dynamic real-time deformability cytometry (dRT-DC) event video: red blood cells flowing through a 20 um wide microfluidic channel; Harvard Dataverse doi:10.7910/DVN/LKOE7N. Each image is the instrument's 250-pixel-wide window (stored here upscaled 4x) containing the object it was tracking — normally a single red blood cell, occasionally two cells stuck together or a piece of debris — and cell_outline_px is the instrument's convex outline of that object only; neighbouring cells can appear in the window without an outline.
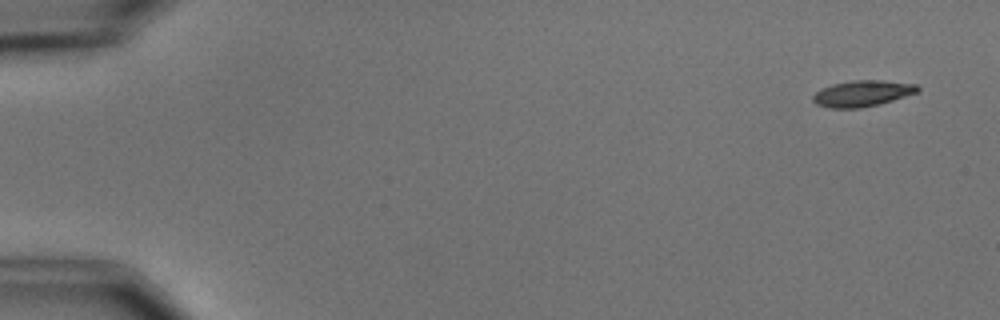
{"species": "common noctule bat (a hibernating species)", "species_latin": "Nyctalus noctula", "temperature_condition": "cold", "stored_images_in_passage": 4, "camera_frame_rate_fps": 3000, "um_per_image_px": 0.085, "animal": {"sex": "male", "body_mass_g": 15.6}, "frame": {"image": 1, "passage_image": 1, "time_ms": 0.0, "image_size_px": [1000, 320], "cell_outline_px": [[920, 88], [916, 92], [880, 104], [860, 108], [828, 108], [816, 104], [812, 100], [812, 96], [820, 88], [832, 84], [852, 80], [880, 80], [916, 84]], "centroid_in_image_um": [73.24, 7.94], "position_along_channel_um": 11.8, "area_um2": 15.9}}
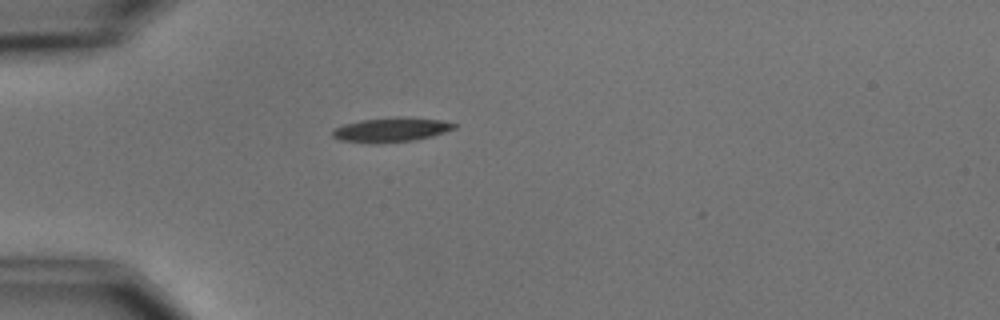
{"frame": {"image": 2, "passage_image": 4, "time_ms": 4.333, "image_size_px": [1000, 320], "cell_outline_px": [[456, 128], [432, 136], [412, 140], [376, 144], [372, 144], [340, 140], [332, 136], [332, 132], [336, 128], [344, 124], [360, 120], [396, 116], [400, 116], [440, 120], [456, 124]], "centroid_in_image_um": [33.22, 11.03], "position_along_channel_um": 51.8, "area_um2": 17.34}}